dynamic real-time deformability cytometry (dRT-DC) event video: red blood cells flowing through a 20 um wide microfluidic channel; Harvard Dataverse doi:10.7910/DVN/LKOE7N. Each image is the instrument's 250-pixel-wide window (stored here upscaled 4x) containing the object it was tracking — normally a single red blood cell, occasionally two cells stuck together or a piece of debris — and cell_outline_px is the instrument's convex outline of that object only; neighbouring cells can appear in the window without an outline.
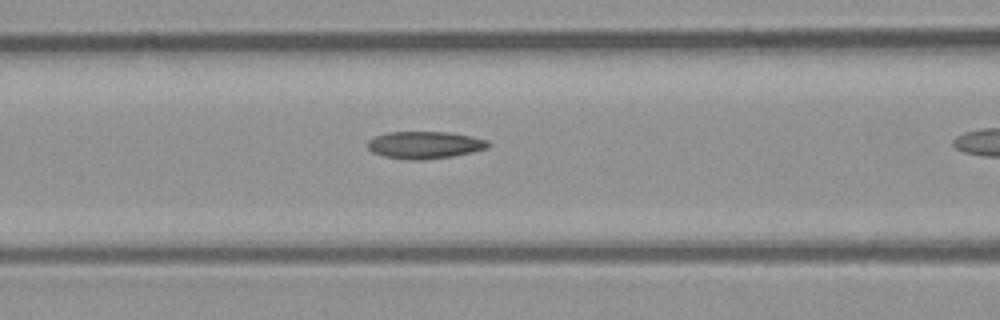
{"species": "common noctule bat (a hibernating species)", "species_latin": "Nyctalus noctula", "temperature_condition": "room temperature", "stored_images_in_passage": 14, "camera_frame_rate_fps": 3000, "um_per_image_px": 0.085, "animal": {"sex": "male", "body_mass_g": 23.1, "forearm_length_mm": 52.7}, "frame": {"image": 1, "passage_image": 10, "time_ms": 3.0, "image_size_px": [1000, 320], "cell_outline_px": [[488, 148], [472, 152], [452, 156], [424, 160], [408, 160], [384, 156], [372, 152], [368, 148], [368, 140], [376, 136], [388, 132], [448, 132], [472, 136], [488, 140]], "centroid_in_image_um": [36.1, 12.32], "position_along_channel_um": 130.5, "area_um2": 19.13}}